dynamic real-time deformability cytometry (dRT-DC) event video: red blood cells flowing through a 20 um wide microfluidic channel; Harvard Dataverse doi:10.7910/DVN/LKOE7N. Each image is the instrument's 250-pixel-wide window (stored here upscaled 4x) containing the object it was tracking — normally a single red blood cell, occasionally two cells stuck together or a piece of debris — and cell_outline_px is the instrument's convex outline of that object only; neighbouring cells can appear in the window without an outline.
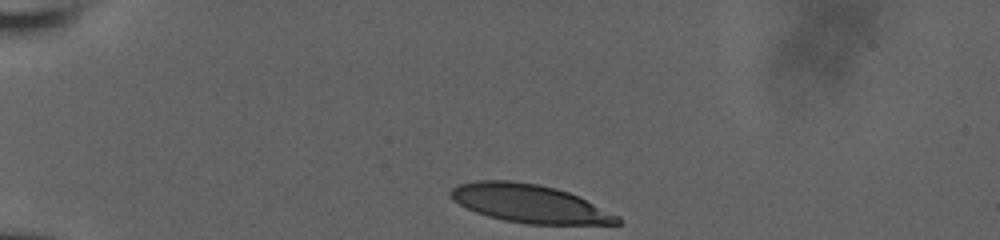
{"species": "human", "species_latin": "Homo sapiens", "temperature_condition": "room temperature", "stored_images_in_passage": 34, "camera_frame_rate_fps": 3000, "um_per_image_px": 0.085, "donor": {"sex": "male"}, "frame": {"image": 1, "passage_image": 1, "time_ms": 0.0, "image_size_px": [1000, 240], "cell_outline_px": [[620, 224], [528, 224], [504, 220], [488, 216], [476, 212], [452, 200], [448, 192], [456, 184], [476, 180], [512, 180], [540, 184], [556, 188], [580, 196], [620, 216]], "centroid_in_image_um": [45.01, 17.28], "position_along_channel_um": 40.0, "area_um2": 37.4}}
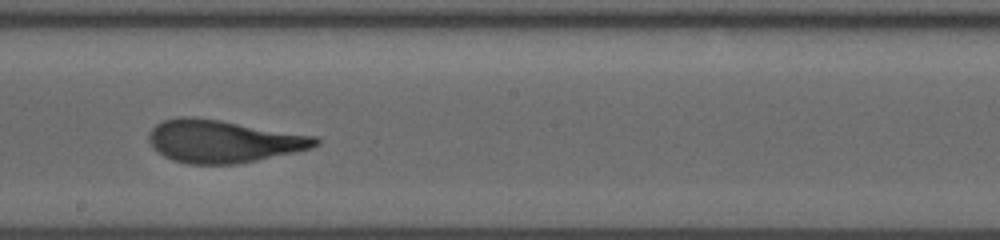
{"frame": {"image": 2, "passage_image": 20, "time_ms": 6.333, "image_size_px": [1000, 240], "cell_outline_px": [[320, 144], [308, 148], [292, 152], [256, 160], [236, 164], [188, 164], [172, 160], [164, 156], [148, 140], [148, 136], [152, 128], [156, 124], [164, 120], [180, 116], [192, 116], [220, 120], [316, 136], [320, 140]], "centroid_in_image_um": [18.94, 12.0], "position_along_channel_um": 229.3, "area_um2": 40.98}}
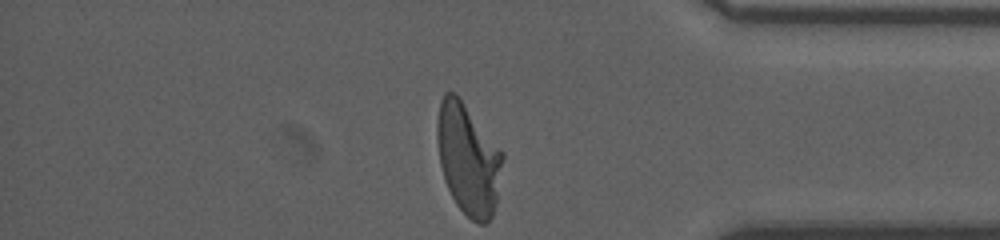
{"frame": {"image": 3, "passage_image": 34, "time_ms": 11.0, "image_size_px": [1000, 240], "cell_outline_px": [[504, 160], [496, 200], [492, 216], [484, 224], [480, 224], [472, 220], [456, 204], [444, 180], [440, 164], [436, 136], [436, 124], [440, 100], [444, 92], [456, 92], [460, 96], [504, 152]], "centroid_in_image_um": [39.79, 13.46], "position_along_channel_um": 395.4, "area_um2": 42.77}, "authors_computed_cell_mechanics": {"area_um2": 40.9513, "velocity_mm_per_s": 3.9144, "shape_relaxation_time_tau1_ms": 7.5538, "shape_relaxation_time_tau2_ms": 0.9195, "deformation_change_tau1": 0.2925, "deformation_change_tau2": 0.0861}}